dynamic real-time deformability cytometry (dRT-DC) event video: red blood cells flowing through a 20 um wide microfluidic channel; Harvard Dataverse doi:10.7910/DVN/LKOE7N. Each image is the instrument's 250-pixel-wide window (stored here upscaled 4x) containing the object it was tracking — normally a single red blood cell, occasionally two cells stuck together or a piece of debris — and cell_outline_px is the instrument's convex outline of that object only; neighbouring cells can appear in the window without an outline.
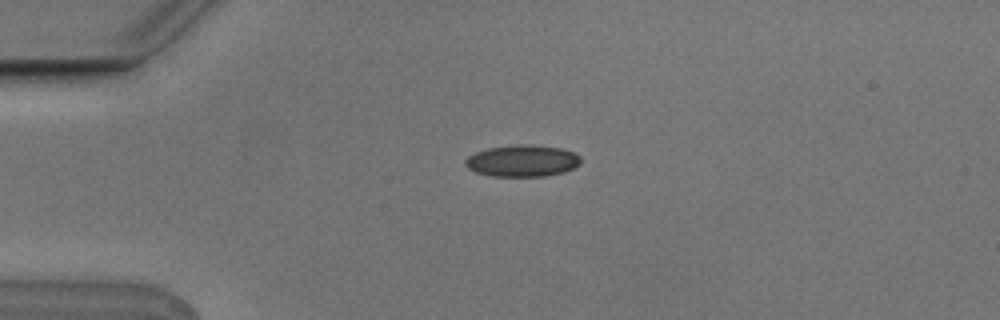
{"species": "Egyptian fruit bat (a non-hibernating species)", "species_latin": "Rousettus aegyptiacus", "temperature_condition": "cold", "stored_images_in_passage": 4, "camera_frame_rate_fps": 3000, "um_per_image_px": 0.085, "animal": {"sex": "male"}, "frame": {"image": 1, "passage_image": 4, "time_ms": 1.0, "image_size_px": [1000, 320], "cell_outline_px": [[580, 164], [564, 172], [544, 176], [492, 176], [476, 172], [468, 168], [464, 164], [464, 160], [468, 156], [476, 152], [488, 148], [516, 144], [532, 144], [560, 148], [572, 152], [580, 156]], "centroid_in_image_um": [44.38, 13.66], "position_along_channel_um": 40.6, "area_um2": 21.33}}